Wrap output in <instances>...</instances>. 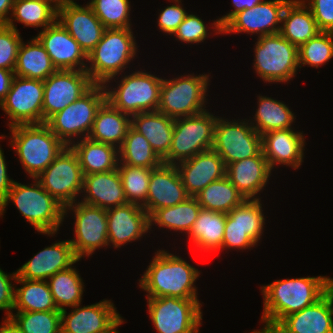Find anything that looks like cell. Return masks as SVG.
<instances>
[{
  "instance_id": "cell-42",
  "label": "cell",
  "mask_w": 333,
  "mask_h": 333,
  "mask_svg": "<svg viewBox=\"0 0 333 333\" xmlns=\"http://www.w3.org/2000/svg\"><path fill=\"white\" fill-rule=\"evenodd\" d=\"M262 206L261 199H245L228 213L231 225H239L257 244L261 241L266 225Z\"/></svg>"
},
{
  "instance_id": "cell-41",
  "label": "cell",
  "mask_w": 333,
  "mask_h": 333,
  "mask_svg": "<svg viewBox=\"0 0 333 333\" xmlns=\"http://www.w3.org/2000/svg\"><path fill=\"white\" fill-rule=\"evenodd\" d=\"M119 164L154 169L163 162L153 151L148 140L132 126L129 127L118 149Z\"/></svg>"
},
{
  "instance_id": "cell-43",
  "label": "cell",
  "mask_w": 333,
  "mask_h": 333,
  "mask_svg": "<svg viewBox=\"0 0 333 333\" xmlns=\"http://www.w3.org/2000/svg\"><path fill=\"white\" fill-rule=\"evenodd\" d=\"M333 58V32L321 31L298 47L299 68H320ZM327 62V63H326Z\"/></svg>"
},
{
  "instance_id": "cell-34",
  "label": "cell",
  "mask_w": 333,
  "mask_h": 333,
  "mask_svg": "<svg viewBox=\"0 0 333 333\" xmlns=\"http://www.w3.org/2000/svg\"><path fill=\"white\" fill-rule=\"evenodd\" d=\"M56 70L47 51L36 37L33 36L27 43L22 40L14 69L15 76L44 81Z\"/></svg>"
},
{
  "instance_id": "cell-7",
  "label": "cell",
  "mask_w": 333,
  "mask_h": 333,
  "mask_svg": "<svg viewBox=\"0 0 333 333\" xmlns=\"http://www.w3.org/2000/svg\"><path fill=\"white\" fill-rule=\"evenodd\" d=\"M210 74L195 75L193 72L176 78H163L157 111L173 119L206 111Z\"/></svg>"
},
{
  "instance_id": "cell-47",
  "label": "cell",
  "mask_w": 333,
  "mask_h": 333,
  "mask_svg": "<svg viewBox=\"0 0 333 333\" xmlns=\"http://www.w3.org/2000/svg\"><path fill=\"white\" fill-rule=\"evenodd\" d=\"M19 30L0 24V68L14 70L19 46L23 40Z\"/></svg>"
},
{
  "instance_id": "cell-52",
  "label": "cell",
  "mask_w": 333,
  "mask_h": 333,
  "mask_svg": "<svg viewBox=\"0 0 333 333\" xmlns=\"http://www.w3.org/2000/svg\"><path fill=\"white\" fill-rule=\"evenodd\" d=\"M17 279V272L5 273L0 268V310L6 311V317H10L14 309L15 286L12 284Z\"/></svg>"
},
{
  "instance_id": "cell-59",
  "label": "cell",
  "mask_w": 333,
  "mask_h": 333,
  "mask_svg": "<svg viewBox=\"0 0 333 333\" xmlns=\"http://www.w3.org/2000/svg\"><path fill=\"white\" fill-rule=\"evenodd\" d=\"M328 292L333 297V278H331V277H328Z\"/></svg>"
},
{
  "instance_id": "cell-60",
  "label": "cell",
  "mask_w": 333,
  "mask_h": 333,
  "mask_svg": "<svg viewBox=\"0 0 333 333\" xmlns=\"http://www.w3.org/2000/svg\"><path fill=\"white\" fill-rule=\"evenodd\" d=\"M93 0L87 2V5H89ZM60 4H72V5H77L76 1L74 0H60Z\"/></svg>"
},
{
  "instance_id": "cell-20",
  "label": "cell",
  "mask_w": 333,
  "mask_h": 333,
  "mask_svg": "<svg viewBox=\"0 0 333 333\" xmlns=\"http://www.w3.org/2000/svg\"><path fill=\"white\" fill-rule=\"evenodd\" d=\"M57 20L86 54L96 47L106 29L87 4H59Z\"/></svg>"
},
{
  "instance_id": "cell-58",
  "label": "cell",
  "mask_w": 333,
  "mask_h": 333,
  "mask_svg": "<svg viewBox=\"0 0 333 333\" xmlns=\"http://www.w3.org/2000/svg\"><path fill=\"white\" fill-rule=\"evenodd\" d=\"M123 323H124V318L120 316L107 330L98 333H120L119 330H117V328L120 327L121 324Z\"/></svg>"
},
{
  "instance_id": "cell-11",
  "label": "cell",
  "mask_w": 333,
  "mask_h": 333,
  "mask_svg": "<svg viewBox=\"0 0 333 333\" xmlns=\"http://www.w3.org/2000/svg\"><path fill=\"white\" fill-rule=\"evenodd\" d=\"M146 299L149 318L157 333H200L203 304L199 299L170 296Z\"/></svg>"
},
{
  "instance_id": "cell-17",
  "label": "cell",
  "mask_w": 333,
  "mask_h": 333,
  "mask_svg": "<svg viewBox=\"0 0 333 333\" xmlns=\"http://www.w3.org/2000/svg\"><path fill=\"white\" fill-rule=\"evenodd\" d=\"M290 0H263L251 9L235 14L223 27L224 34L246 33L258 37L280 32L284 7Z\"/></svg>"
},
{
  "instance_id": "cell-63",
  "label": "cell",
  "mask_w": 333,
  "mask_h": 333,
  "mask_svg": "<svg viewBox=\"0 0 333 333\" xmlns=\"http://www.w3.org/2000/svg\"><path fill=\"white\" fill-rule=\"evenodd\" d=\"M57 5L60 4V0H53Z\"/></svg>"
},
{
  "instance_id": "cell-12",
  "label": "cell",
  "mask_w": 333,
  "mask_h": 333,
  "mask_svg": "<svg viewBox=\"0 0 333 333\" xmlns=\"http://www.w3.org/2000/svg\"><path fill=\"white\" fill-rule=\"evenodd\" d=\"M212 149L227 166L230 163L257 156L262 151V136L246 118L231 121L218 116L214 126Z\"/></svg>"
},
{
  "instance_id": "cell-19",
  "label": "cell",
  "mask_w": 333,
  "mask_h": 333,
  "mask_svg": "<svg viewBox=\"0 0 333 333\" xmlns=\"http://www.w3.org/2000/svg\"><path fill=\"white\" fill-rule=\"evenodd\" d=\"M108 243L113 248L139 241L150 233L149 215L138 204L127 203L106 210Z\"/></svg>"
},
{
  "instance_id": "cell-51",
  "label": "cell",
  "mask_w": 333,
  "mask_h": 333,
  "mask_svg": "<svg viewBox=\"0 0 333 333\" xmlns=\"http://www.w3.org/2000/svg\"><path fill=\"white\" fill-rule=\"evenodd\" d=\"M305 5L311 10L320 31L333 32V0H308Z\"/></svg>"
},
{
  "instance_id": "cell-5",
  "label": "cell",
  "mask_w": 333,
  "mask_h": 333,
  "mask_svg": "<svg viewBox=\"0 0 333 333\" xmlns=\"http://www.w3.org/2000/svg\"><path fill=\"white\" fill-rule=\"evenodd\" d=\"M9 130V143L32 180L37 178L66 147L45 123L16 125Z\"/></svg>"
},
{
  "instance_id": "cell-3",
  "label": "cell",
  "mask_w": 333,
  "mask_h": 333,
  "mask_svg": "<svg viewBox=\"0 0 333 333\" xmlns=\"http://www.w3.org/2000/svg\"><path fill=\"white\" fill-rule=\"evenodd\" d=\"M31 184H12L6 199L0 206V217L10 202L14 203L19 213L41 234L54 236L63 225L64 206L51 196L34 178Z\"/></svg>"
},
{
  "instance_id": "cell-39",
  "label": "cell",
  "mask_w": 333,
  "mask_h": 333,
  "mask_svg": "<svg viewBox=\"0 0 333 333\" xmlns=\"http://www.w3.org/2000/svg\"><path fill=\"white\" fill-rule=\"evenodd\" d=\"M195 198L202 209L226 214L245 200L226 175L208 184Z\"/></svg>"
},
{
  "instance_id": "cell-10",
  "label": "cell",
  "mask_w": 333,
  "mask_h": 333,
  "mask_svg": "<svg viewBox=\"0 0 333 333\" xmlns=\"http://www.w3.org/2000/svg\"><path fill=\"white\" fill-rule=\"evenodd\" d=\"M208 111L196 115L176 118L172 144L164 164L177 163L211 150L214 144V126L218 116Z\"/></svg>"
},
{
  "instance_id": "cell-31",
  "label": "cell",
  "mask_w": 333,
  "mask_h": 333,
  "mask_svg": "<svg viewBox=\"0 0 333 333\" xmlns=\"http://www.w3.org/2000/svg\"><path fill=\"white\" fill-rule=\"evenodd\" d=\"M280 25L279 33L297 47L321 32L311 10L292 0L284 7Z\"/></svg>"
},
{
  "instance_id": "cell-53",
  "label": "cell",
  "mask_w": 333,
  "mask_h": 333,
  "mask_svg": "<svg viewBox=\"0 0 333 333\" xmlns=\"http://www.w3.org/2000/svg\"><path fill=\"white\" fill-rule=\"evenodd\" d=\"M232 6H234V10L229 11L226 15L219 17L218 19L214 20L211 24L214 31V35L221 34L222 35V27L237 13L243 11L244 9H251L256 4L261 3L263 0H231Z\"/></svg>"
},
{
  "instance_id": "cell-22",
  "label": "cell",
  "mask_w": 333,
  "mask_h": 333,
  "mask_svg": "<svg viewBox=\"0 0 333 333\" xmlns=\"http://www.w3.org/2000/svg\"><path fill=\"white\" fill-rule=\"evenodd\" d=\"M61 310V333H98L107 330L121 315L111 300L103 299L97 303L81 304Z\"/></svg>"
},
{
  "instance_id": "cell-35",
  "label": "cell",
  "mask_w": 333,
  "mask_h": 333,
  "mask_svg": "<svg viewBox=\"0 0 333 333\" xmlns=\"http://www.w3.org/2000/svg\"><path fill=\"white\" fill-rule=\"evenodd\" d=\"M257 109L253 119H248L253 128L260 134L273 130L293 129L296 116L283 101L268 96H257Z\"/></svg>"
},
{
  "instance_id": "cell-64",
  "label": "cell",
  "mask_w": 333,
  "mask_h": 333,
  "mask_svg": "<svg viewBox=\"0 0 333 333\" xmlns=\"http://www.w3.org/2000/svg\"><path fill=\"white\" fill-rule=\"evenodd\" d=\"M272 333H278L275 329H270Z\"/></svg>"
},
{
  "instance_id": "cell-40",
  "label": "cell",
  "mask_w": 333,
  "mask_h": 333,
  "mask_svg": "<svg viewBox=\"0 0 333 333\" xmlns=\"http://www.w3.org/2000/svg\"><path fill=\"white\" fill-rule=\"evenodd\" d=\"M47 282L58 310L81 304L85 285L79 271L73 265L57 272Z\"/></svg>"
},
{
  "instance_id": "cell-26",
  "label": "cell",
  "mask_w": 333,
  "mask_h": 333,
  "mask_svg": "<svg viewBox=\"0 0 333 333\" xmlns=\"http://www.w3.org/2000/svg\"><path fill=\"white\" fill-rule=\"evenodd\" d=\"M278 333H333V297L327 292L313 305L286 316Z\"/></svg>"
},
{
  "instance_id": "cell-25",
  "label": "cell",
  "mask_w": 333,
  "mask_h": 333,
  "mask_svg": "<svg viewBox=\"0 0 333 333\" xmlns=\"http://www.w3.org/2000/svg\"><path fill=\"white\" fill-rule=\"evenodd\" d=\"M175 166L190 197H195L208 184L226 175L224 161L213 149L198 153Z\"/></svg>"
},
{
  "instance_id": "cell-18",
  "label": "cell",
  "mask_w": 333,
  "mask_h": 333,
  "mask_svg": "<svg viewBox=\"0 0 333 333\" xmlns=\"http://www.w3.org/2000/svg\"><path fill=\"white\" fill-rule=\"evenodd\" d=\"M35 37L43 45L57 70H86L87 54L58 20L40 30Z\"/></svg>"
},
{
  "instance_id": "cell-45",
  "label": "cell",
  "mask_w": 333,
  "mask_h": 333,
  "mask_svg": "<svg viewBox=\"0 0 333 333\" xmlns=\"http://www.w3.org/2000/svg\"><path fill=\"white\" fill-rule=\"evenodd\" d=\"M124 193L128 203L142 206L146 202L148 186L152 169L118 165Z\"/></svg>"
},
{
  "instance_id": "cell-56",
  "label": "cell",
  "mask_w": 333,
  "mask_h": 333,
  "mask_svg": "<svg viewBox=\"0 0 333 333\" xmlns=\"http://www.w3.org/2000/svg\"><path fill=\"white\" fill-rule=\"evenodd\" d=\"M14 0H0V24H7L12 13Z\"/></svg>"
},
{
  "instance_id": "cell-28",
  "label": "cell",
  "mask_w": 333,
  "mask_h": 333,
  "mask_svg": "<svg viewBox=\"0 0 333 333\" xmlns=\"http://www.w3.org/2000/svg\"><path fill=\"white\" fill-rule=\"evenodd\" d=\"M82 195L80 202L105 210L128 203L118 169L84 175Z\"/></svg>"
},
{
  "instance_id": "cell-8",
  "label": "cell",
  "mask_w": 333,
  "mask_h": 333,
  "mask_svg": "<svg viewBox=\"0 0 333 333\" xmlns=\"http://www.w3.org/2000/svg\"><path fill=\"white\" fill-rule=\"evenodd\" d=\"M106 101L104 85L94 84L78 100L51 116L45 124L66 145L87 138L96 113Z\"/></svg>"
},
{
  "instance_id": "cell-14",
  "label": "cell",
  "mask_w": 333,
  "mask_h": 333,
  "mask_svg": "<svg viewBox=\"0 0 333 333\" xmlns=\"http://www.w3.org/2000/svg\"><path fill=\"white\" fill-rule=\"evenodd\" d=\"M36 179L64 207L79 201L82 194L84 174L71 146H66Z\"/></svg>"
},
{
  "instance_id": "cell-37",
  "label": "cell",
  "mask_w": 333,
  "mask_h": 333,
  "mask_svg": "<svg viewBox=\"0 0 333 333\" xmlns=\"http://www.w3.org/2000/svg\"><path fill=\"white\" fill-rule=\"evenodd\" d=\"M201 206L195 197H189L186 201L167 208L157 209L150 217V231L152 226L170 231L185 233L191 230L193 223L198 217ZM155 224V225H154Z\"/></svg>"
},
{
  "instance_id": "cell-33",
  "label": "cell",
  "mask_w": 333,
  "mask_h": 333,
  "mask_svg": "<svg viewBox=\"0 0 333 333\" xmlns=\"http://www.w3.org/2000/svg\"><path fill=\"white\" fill-rule=\"evenodd\" d=\"M76 152L84 175L117 169L118 149L112 145L84 138L71 145Z\"/></svg>"
},
{
  "instance_id": "cell-13",
  "label": "cell",
  "mask_w": 333,
  "mask_h": 333,
  "mask_svg": "<svg viewBox=\"0 0 333 333\" xmlns=\"http://www.w3.org/2000/svg\"><path fill=\"white\" fill-rule=\"evenodd\" d=\"M68 213H72L75 220V234L69 241L78 260L89 258L98 248L109 247L105 209L84 204L79 200L64 207V217H68Z\"/></svg>"
},
{
  "instance_id": "cell-9",
  "label": "cell",
  "mask_w": 333,
  "mask_h": 333,
  "mask_svg": "<svg viewBox=\"0 0 333 333\" xmlns=\"http://www.w3.org/2000/svg\"><path fill=\"white\" fill-rule=\"evenodd\" d=\"M254 45L253 70L264 83H289L300 71L298 47L280 33L258 37Z\"/></svg>"
},
{
  "instance_id": "cell-32",
  "label": "cell",
  "mask_w": 333,
  "mask_h": 333,
  "mask_svg": "<svg viewBox=\"0 0 333 333\" xmlns=\"http://www.w3.org/2000/svg\"><path fill=\"white\" fill-rule=\"evenodd\" d=\"M226 213L201 209L197 219L187 234L193 246L201 252L222 250ZM199 248V249H198Z\"/></svg>"
},
{
  "instance_id": "cell-21",
  "label": "cell",
  "mask_w": 333,
  "mask_h": 333,
  "mask_svg": "<svg viewBox=\"0 0 333 333\" xmlns=\"http://www.w3.org/2000/svg\"><path fill=\"white\" fill-rule=\"evenodd\" d=\"M175 165L162 163L152 169L146 202L142 205L149 217L160 208H167L189 198Z\"/></svg>"
},
{
  "instance_id": "cell-29",
  "label": "cell",
  "mask_w": 333,
  "mask_h": 333,
  "mask_svg": "<svg viewBox=\"0 0 333 333\" xmlns=\"http://www.w3.org/2000/svg\"><path fill=\"white\" fill-rule=\"evenodd\" d=\"M174 120L159 111L142 112L131 116V126L148 140L163 160L171 148Z\"/></svg>"
},
{
  "instance_id": "cell-48",
  "label": "cell",
  "mask_w": 333,
  "mask_h": 333,
  "mask_svg": "<svg viewBox=\"0 0 333 333\" xmlns=\"http://www.w3.org/2000/svg\"><path fill=\"white\" fill-rule=\"evenodd\" d=\"M204 21L191 12L187 14L183 22L178 26L173 36L177 41L188 44H199L209 37V29Z\"/></svg>"
},
{
  "instance_id": "cell-23",
  "label": "cell",
  "mask_w": 333,
  "mask_h": 333,
  "mask_svg": "<svg viewBox=\"0 0 333 333\" xmlns=\"http://www.w3.org/2000/svg\"><path fill=\"white\" fill-rule=\"evenodd\" d=\"M262 136V152L272 171L277 165L299 169L304 162L306 138L303 131L281 129L266 132Z\"/></svg>"
},
{
  "instance_id": "cell-30",
  "label": "cell",
  "mask_w": 333,
  "mask_h": 333,
  "mask_svg": "<svg viewBox=\"0 0 333 333\" xmlns=\"http://www.w3.org/2000/svg\"><path fill=\"white\" fill-rule=\"evenodd\" d=\"M130 126L131 116L114 108L106 100L96 113L88 138L119 149Z\"/></svg>"
},
{
  "instance_id": "cell-6",
  "label": "cell",
  "mask_w": 333,
  "mask_h": 333,
  "mask_svg": "<svg viewBox=\"0 0 333 333\" xmlns=\"http://www.w3.org/2000/svg\"><path fill=\"white\" fill-rule=\"evenodd\" d=\"M123 74H121L120 80L119 76L113 77L104 84L106 100L114 108L130 116L157 111L163 78L146 72V70H135L128 73L129 75ZM113 80L117 84L114 87L112 86Z\"/></svg>"
},
{
  "instance_id": "cell-57",
  "label": "cell",
  "mask_w": 333,
  "mask_h": 333,
  "mask_svg": "<svg viewBox=\"0 0 333 333\" xmlns=\"http://www.w3.org/2000/svg\"><path fill=\"white\" fill-rule=\"evenodd\" d=\"M0 325V333H22L17 324L10 318L5 317Z\"/></svg>"
},
{
  "instance_id": "cell-24",
  "label": "cell",
  "mask_w": 333,
  "mask_h": 333,
  "mask_svg": "<svg viewBox=\"0 0 333 333\" xmlns=\"http://www.w3.org/2000/svg\"><path fill=\"white\" fill-rule=\"evenodd\" d=\"M78 260L69 240L56 241L43 248L16 270L17 276L26 280L47 281L59 271L76 264Z\"/></svg>"
},
{
  "instance_id": "cell-15",
  "label": "cell",
  "mask_w": 333,
  "mask_h": 333,
  "mask_svg": "<svg viewBox=\"0 0 333 333\" xmlns=\"http://www.w3.org/2000/svg\"><path fill=\"white\" fill-rule=\"evenodd\" d=\"M44 83L15 76L0 108L8 117V126L43 123Z\"/></svg>"
},
{
  "instance_id": "cell-38",
  "label": "cell",
  "mask_w": 333,
  "mask_h": 333,
  "mask_svg": "<svg viewBox=\"0 0 333 333\" xmlns=\"http://www.w3.org/2000/svg\"><path fill=\"white\" fill-rule=\"evenodd\" d=\"M15 283L20 284L14 292V309L16 312L53 311L58 310L47 281L26 280L19 278Z\"/></svg>"
},
{
  "instance_id": "cell-50",
  "label": "cell",
  "mask_w": 333,
  "mask_h": 333,
  "mask_svg": "<svg viewBox=\"0 0 333 333\" xmlns=\"http://www.w3.org/2000/svg\"><path fill=\"white\" fill-rule=\"evenodd\" d=\"M171 1L173 4L161 9L157 19L159 30L164 34L166 33V36L167 34L172 36L188 14L183 8L182 0Z\"/></svg>"
},
{
  "instance_id": "cell-1",
  "label": "cell",
  "mask_w": 333,
  "mask_h": 333,
  "mask_svg": "<svg viewBox=\"0 0 333 333\" xmlns=\"http://www.w3.org/2000/svg\"><path fill=\"white\" fill-rule=\"evenodd\" d=\"M328 292V277L313 276L274 280L261 286L263 329H274L286 316L316 303Z\"/></svg>"
},
{
  "instance_id": "cell-54",
  "label": "cell",
  "mask_w": 333,
  "mask_h": 333,
  "mask_svg": "<svg viewBox=\"0 0 333 333\" xmlns=\"http://www.w3.org/2000/svg\"><path fill=\"white\" fill-rule=\"evenodd\" d=\"M4 151L0 146V206L4 202L15 180L9 178Z\"/></svg>"
},
{
  "instance_id": "cell-55",
  "label": "cell",
  "mask_w": 333,
  "mask_h": 333,
  "mask_svg": "<svg viewBox=\"0 0 333 333\" xmlns=\"http://www.w3.org/2000/svg\"><path fill=\"white\" fill-rule=\"evenodd\" d=\"M15 77L14 70H7L0 68V103L8 94L13 79Z\"/></svg>"
},
{
  "instance_id": "cell-36",
  "label": "cell",
  "mask_w": 333,
  "mask_h": 333,
  "mask_svg": "<svg viewBox=\"0 0 333 333\" xmlns=\"http://www.w3.org/2000/svg\"><path fill=\"white\" fill-rule=\"evenodd\" d=\"M57 9L58 5L53 0H14L7 25L18 30L15 25L17 21L24 27L44 30L57 20Z\"/></svg>"
},
{
  "instance_id": "cell-61",
  "label": "cell",
  "mask_w": 333,
  "mask_h": 333,
  "mask_svg": "<svg viewBox=\"0 0 333 333\" xmlns=\"http://www.w3.org/2000/svg\"><path fill=\"white\" fill-rule=\"evenodd\" d=\"M250 333H272V332L270 330H268V329L261 328L259 330H254V331H252Z\"/></svg>"
},
{
  "instance_id": "cell-44",
  "label": "cell",
  "mask_w": 333,
  "mask_h": 333,
  "mask_svg": "<svg viewBox=\"0 0 333 333\" xmlns=\"http://www.w3.org/2000/svg\"><path fill=\"white\" fill-rule=\"evenodd\" d=\"M10 318L22 333H61L60 310L16 312Z\"/></svg>"
},
{
  "instance_id": "cell-46",
  "label": "cell",
  "mask_w": 333,
  "mask_h": 333,
  "mask_svg": "<svg viewBox=\"0 0 333 333\" xmlns=\"http://www.w3.org/2000/svg\"><path fill=\"white\" fill-rule=\"evenodd\" d=\"M130 0H93L89 6L106 29L132 28Z\"/></svg>"
},
{
  "instance_id": "cell-49",
  "label": "cell",
  "mask_w": 333,
  "mask_h": 333,
  "mask_svg": "<svg viewBox=\"0 0 333 333\" xmlns=\"http://www.w3.org/2000/svg\"><path fill=\"white\" fill-rule=\"evenodd\" d=\"M258 246L257 243L239 225H231V217L226 215L224 238L222 241L223 250L238 249L246 250Z\"/></svg>"
},
{
  "instance_id": "cell-2",
  "label": "cell",
  "mask_w": 333,
  "mask_h": 333,
  "mask_svg": "<svg viewBox=\"0 0 333 333\" xmlns=\"http://www.w3.org/2000/svg\"><path fill=\"white\" fill-rule=\"evenodd\" d=\"M156 251L138 283L146 298L198 299L195 282L201 272L181 256L164 249Z\"/></svg>"
},
{
  "instance_id": "cell-27",
  "label": "cell",
  "mask_w": 333,
  "mask_h": 333,
  "mask_svg": "<svg viewBox=\"0 0 333 333\" xmlns=\"http://www.w3.org/2000/svg\"><path fill=\"white\" fill-rule=\"evenodd\" d=\"M271 175L272 170L262 151L257 156L226 166V176L245 199H261L260 193L268 185Z\"/></svg>"
},
{
  "instance_id": "cell-62",
  "label": "cell",
  "mask_w": 333,
  "mask_h": 333,
  "mask_svg": "<svg viewBox=\"0 0 333 333\" xmlns=\"http://www.w3.org/2000/svg\"><path fill=\"white\" fill-rule=\"evenodd\" d=\"M296 3H301V4H305L308 0H292Z\"/></svg>"
},
{
  "instance_id": "cell-16",
  "label": "cell",
  "mask_w": 333,
  "mask_h": 333,
  "mask_svg": "<svg viewBox=\"0 0 333 333\" xmlns=\"http://www.w3.org/2000/svg\"><path fill=\"white\" fill-rule=\"evenodd\" d=\"M44 83L43 123L84 95L93 85L84 71L56 70Z\"/></svg>"
},
{
  "instance_id": "cell-4",
  "label": "cell",
  "mask_w": 333,
  "mask_h": 333,
  "mask_svg": "<svg viewBox=\"0 0 333 333\" xmlns=\"http://www.w3.org/2000/svg\"><path fill=\"white\" fill-rule=\"evenodd\" d=\"M132 28L105 29L96 47L87 54L86 72L94 84L104 85L129 68L138 51Z\"/></svg>"
}]
</instances>
